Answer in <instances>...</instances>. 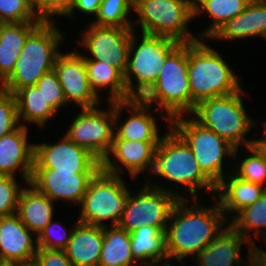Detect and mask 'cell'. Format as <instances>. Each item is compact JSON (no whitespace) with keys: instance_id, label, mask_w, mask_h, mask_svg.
Listing matches in <instances>:
<instances>
[{"instance_id":"1","label":"cell","mask_w":266,"mask_h":266,"mask_svg":"<svg viewBox=\"0 0 266 266\" xmlns=\"http://www.w3.org/2000/svg\"><path fill=\"white\" fill-rule=\"evenodd\" d=\"M179 199L167 225L166 248L169 260L193 259L229 225L217 201L208 207L200 199ZM189 203V204H188ZM196 203V204H195Z\"/></svg>"},{"instance_id":"2","label":"cell","mask_w":266,"mask_h":266,"mask_svg":"<svg viewBox=\"0 0 266 266\" xmlns=\"http://www.w3.org/2000/svg\"><path fill=\"white\" fill-rule=\"evenodd\" d=\"M168 129L153 154L149 175L184 186L187 199H200V190H208L215 197L217 185L202 171L186 142L171 127Z\"/></svg>"},{"instance_id":"3","label":"cell","mask_w":266,"mask_h":266,"mask_svg":"<svg viewBox=\"0 0 266 266\" xmlns=\"http://www.w3.org/2000/svg\"><path fill=\"white\" fill-rule=\"evenodd\" d=\"M208 40L188 43V81L191 92V114L205 99L224 96L242 89L238 75L223 56L210 47Z\"/></svg>"},{"instance_id":"4","label":"cell","mask_w":266,"mask_h":266,"mask_svg":"<svg viewBox=\"0 0 266 266\" xmlns=\"http://www.w3.org/2000/svg\"><path fill=\"white\" fill-rule=\"evenodd\" d=\"M54 20H43L27 37L12 73L0 85L12 94L32 86L53 70L64 40ZM55 24V25H54Z\"/></svg>"},{"instance_id":"5","label":"cell","mask_w":266,"mask_h":266,"mask_svg":"<svg viewBox=\"0 0 266 266\" xmlns=\"http://www.w3.org/2000/svg\"><path fill=\"white\" fill-rule=\"evenodd\" d=\"M140 99L147 105H156L155 108L166 112L170 120L181 115H191L188 43H180L166 57L157 81Z\"/></svg>"},{"instance_id":"6","label":"cell","mask_w":266,"mask_h":266,"mask_svg":"<svg viewBox=\"0 0 266 266\" xmlns=\"http://www.w3.org/2000/svg\"><path fill=\"white\" fill-rule=\"evenodd\" d=\"M245 92L242 88L235 93L202 100L191 115L234 147L253 146L254 139L246 137L257 121L247 114L242 97L247 94Z\"/></svg>"},{"instance_id":"7","label":"cell","mask_w":266,"mask_h":266,"mask_svg":"<svg viewBox=\"0 0 266 266\" xmlns=\"http://www.w3.org/2000/svg\"><path fill=\"white\" fill-rule=\"evenodd\" d=\"M190 116L192 118H189ZM170 127L190 147L202 171L216 185L226 175L233 172L231 170L225 172L229 168H224L226 166L225 161L228 159L231 161L233 158L234 162H237L240 147H234L214 131L200 124L192 115H181L171 119ZM226 158L228 159L226 160Z\"/></svg>"},{"instance_id":"8","label":"cell","mask_w":266,"mask_h":266,"mask_svg":"<svg viewBox=\"0 0 266 266\" xmlns=\"http://www.w3.org/2000/svg\"><path fill=\"white\" fill-rule=\"evenodd\" d=\"M136 33L132 30L128 64L124 73L128 100L141 98L151 88L157 81L166 57L180 44L166 37L144 33H141L139 39Z\"/></svg>"},{"instance_id":"9","label":"cell","mask_w":266,"mask_h":266,"mask_svg":"<svg viewBox=\"0 0 266 266\" xmlns=\"http://www.w3.org/2000/svg\"><path fill=\"white\" fill-rule=\"evenodd\" d=\"M134 12L138 15L136 22L133 21L134 31L139 24L144 34L166 37L179 43L199 40L189 30L190 22L194 21V0H139Z\"/></svg>"},{"instance_id":"10","label":"cell","mask_w":266,"mask_h":266,"mask_svg":"<svg viewBox=\"0 0 266 266\" xmlns=\"http://www.w3.org/2000/svg\"><path fill=\"white\" fill-rule=\"evenodd\" d=\"M142 187L130 192L118 226L129 233L145 225L166 231L173 207L179 199H186V192L177 193L175 188L158 186L149 179Z\"/></svg>"},{"instance_id":"11","label":"cell","mask_w":266,"mask_h":266,"mask_svg":"<svg viewBox=\"0 0 266 266\" xmlns=\"http://www.w3.org/2000/svg\"><path fill=\"white\" fill-rule=\"evenodd\" d=\"M121 176L100 169L89 183L80 204L78 221L86 225L117 226L131 190Z\"/></svg>"},{"instance_id":"12","label":"cell","mask_w":266,"mask_h":266,"mask_svg":"<svg viewBox=\"0 0 266 266\" xmlns=\"http://www.w3.org/2000/svg\"><path fill=\"white\" fill-rule=\"evenodd\" d=\"M109 108H82L73 118L65 135L76 145L88 150L100 162L108 155L114 139L115 102ZM99 107V108H98Z\"/></svg>"},{"instance_id":"13","label":"cell","mask_w":266,"mask_h":266,"mask_svg":"<svg viewBox=\"0 0 266 266\" xmlns=\"http://www.w3.org/2000/svg\"><path fill=\"white\" fill-rule=\"evenodd\" d=\"M132 30L117 26H98L91 22L86 24L78 41L90 53L88 55H91H84V60L111 64L124 74L128 64Z\"/></svg>"},{"instance_id":"14","label":"cell","mask_w":266,"mask_h":266,"mask_svg":"<svg viewBox=\"0 0 266 266\" xmlns=\"http://www.w3.org/2000/svg\"><path fill=\"white\" fill-rule=\"evenodd\" d=\"M33 169H57L73 173H97L101 162L65 134L56 143H34Z\"/></svg>"},{"instance_id":"15","label":"cell","mask_w":266,"mask_h":266,"mask_svg":"<svg viewBox=\"0 0 266 266\" xmlns=\"http://www.w3.org/2000/svg\"><path fill=\"white\" fill-rule=\"evenodd\" d=\"M154 108V110H153ZM126 109L129 111V117L122 123L121 115ZM158 116L152 115V113ZM158 113V114H157ZM165 120L170 127V119L165 113L159 111L153 106L145 104L140 98H133L127 101L115 102L114 115V139H127L131 141L142 142H160L164 136L160 135L159 125L156 119Z\"/></svg>"},{"instance_id":"16","label":"cell","mask_w":266,"mask_h":266,"mask_svg":"<svg viewBox=\"0 0 266 266\" xmlns=\"http://www.w3.org/2000/svg\"><path fill=\"white\" fill-rule=\"evenodd\" d=\"M62 86L67 104L75 103L79 109L94 108L101 104V99L90 86L85 66L84 53L61 52L53 68Z\"/></svg>"},{"instance_id":"17","label":"cell","mask_w":266,"mask_h":266,"mask_svg":"<svg viewBox=\"0 0 266 266\" xmlns=\"http://www.w3.org/2000/svg\"><path fill=\"white\" fill-rule=\"evenodd\" d=\"M95 175L96 173H73L57 169H33L29 184L54 202L62 200L80 205Z\"/></svg>"},{"instance_id":"18","label":"cell","mask_w":266,"mask_h":266,"mask_svg":"<svg viewBox=\"0 0 266 266\" xmlns=\"http://www.w3.org/2000/svg\"><path fill=\"white\" fill-rule=\"evenodd\" d=\"M158 145L159 142L113 139L108 155L101 162V169L118 176L127 170L134 181L141 172L150 171Z\"/></svg>"},{"instance_id":"19","label":"cell","mask_w":266,"mask_h":266,"mask_svg":"<svg viewBox=\"0 0 266 266\" xmlns=\"http://www.w3.org/2000/svg\"><path fill=\"white\" fill-rule=\"evenodd\" d=\"M14 214L0 218V264L24 265L34 262L37 238ZM35 238V239H33Z\"/></svg>"},{"instance_id":"20","label":"cell","mask_w":266,"mask_h":266,"mask_svg":"<svg viewBox=\"0 0 266 266\" xmlns=\"http://www.w3.org/2000/svg\"><path fill=\"white\" fill-rule=\"evenodd\" d=\"M29 128L20 125L12 133L0 138V175L20 176L30 183L34 166V143L28 141Z\"/></svg>"},{"instance_id":"21","label":"cell","mask_w":266,"mask_h":266,"mask_svg":"<svg viewBox=\"0 0 266 266\" xmlns=\"http://www.w3.org/2000/svg\"><path fill=\"white\" fill-rule=\"evenodd\" d=\"M247 243V244H245ZM252 245L230 225L193 259L197 266H245L242 245ZM249 245V246H248ZM243 264V265H242Z\"/></svg>"},{"instance_id":"22","label":"cell","mask_w":266,"mask_h":266,"mask_svg":"<svg viewBox=\"0 0 266 266\" xmlns=\"http://www.w3.org/2000/svg\"><path fill=\"white\" fill-rule=\"evenodd\" d=\"M249 37L266 38V0H251L243 12L228 20L209 39L232 41Z\"/></svg>"},{"instance_id":"23","label":"cell","mask_w":266,"mask_h":266,"mask_svg":"<svg viewBox=\"0 0 266 266\" xmlns=\"http://www.w3.org/2000/svg\"><path fill=\"white\" fill-rule=\"evenodd\" d=\"M226 176L217 184L216 194L218 193V197L215 195L211 199L219 202L225 218L229 221V215L232 218L242 208L254 204L260 199L266 191V187L242 180L233 172Z\"/></svg>"},{"instance_id":"24","label":"cell","mask_w":266,"mask_h":266,"mask_svg":"<svg viewBox=\"0 0 266 266\" xmlns=\"http://www.w3.org/2000/svg\"><path fill=\"white\" fill-rule=\"evenodd\" d=\"M26 185L19 195L16 215L37 238L54 218L55 202L29 183Z\"/></svg>"},{"instance_id":"25","label":"cell","mask_w":266,"mask_h":266,"mask_svg":"<svg viewBox=\"0 0 266 266\" xmlns=\"http://www.w3.org/2000/svg\"><path fill=\"white\" fill-rule=\"evenodd\" d=\"M103 242L102 226L79 222L64 251L73 266H98Z\"/></svg>"},{"instance_id":"26","label":"cell","mask_w":266,"mask_h":266,"mask_svg":"<svg viewBox=\"0 0 266 266\" xmlns=\"http://www.w3.org/2000/svg\"><path fill=\"white\" fill-rule=\"evenodd\" d=\"M40 23H0V85L12 73L27 37Z\"/></svg>"},{"instance_id":"27","label":"cell","mask_w":266,"mask_h":266,"mask_svg":"<svg viewBox=\"0 0 266 266\" xmlns=\"http://www.w3.org/2000/svg\"><path fill=\"white\" fill-rule=\"evenodd\" d=\"M87 77L93 91L98 97L103 89L108 90V102H118L128 100V91L124 81V74L105 62L95 60H85Z\"/></svg>"},{"instance_id":"28","label":"cell","mask_w":266,"mask_h":266,"mask_svg":"<svg viewBox=\"0 0 266 266\" xmlns=\"http://www.w3.org/2000/svg\"><path fill=\"white\" fill-rule=\"evenodd\" d=\"M131 253L136 262L157 264L167 261L165 231L148 225L130 233Z\"/></svg>"},{"instance_id":"29","label":"cell","mask_w":266,"mask_h":266,"mask_svg":"<svg viewBox=\"0 0 266 266\" xmlns=\"http://www.w3.org/2000/svg\"><path fill=\"white\" fill-rule=\"evenodd\" d=\"M14 95L20 125L28 126V123H34L37 127L44 128L49 119L57 113L36 85L23 87Z\"/></svg>"},{"instance_id":"30","label":"cell","mask_w":266,"mask_h":266,"mask_svg":"<svg viewBox=\"0 0 266 266\" xmlns=\"http://www.w3.org/2000/svg\"><path fill=\"white\" fill-rule=\"evenodd\" d=\"M251 0H194V18L202 14L211 17L212 21L206 29L199 31V39L208 40L228 20L245 10Z\"/></svg>"},{"instance_id":"31","label":"cell","mask_w":266,"mask_h":266,"mask_svg":"<svg viewBox=\"0 0 266 266\" xmlns=\"http://www.w3.org/2000/svg\"><path fill=\"white\" fill-rule=\"evenodd\" d=\"M104 242L98 266H129L136 261L131 253V236L117 226L103 227Z\"/></svg>"},{"instance_id":"32","label":"cell","mask_w":266,"mask_h":266,"mask_svg":"<svg viewBox=\"0 0 266 266\" xmlns=\"http://www.w3.org/2000/svg\"><path fill=\"white\" fill-rule=\"evenodd\" d=\"M229 225L237 231L252 246H256L254 238H262L266 241V191L254 204L248 205L238 211ZM265 228V230H264ZM251 232L252 235H251ZM258 236V237H257ZM260 236V237H259ZM253 237V238H252Z\"/></svg>"},{"instance_id":"33","label":"cell","mask_w":266,"mask_h":266,"mask_svg":"<svg viewBox=\"0 0 266 266\" xmlns=\"http://www.w3.org/2000/svg\"><path fill=\"white\" fill-rule=\"evenodd\" d=\"M131 11H133L122 0H102L98 14L91 23L98 26H117L121 28H132Z\"/></svg>"},{"instance_id":"34","label":"cell","mask_w":266,"mask_h":266,"mask_svg":"<svg viewBox=\"0 0 266 266\" xmlns=\"http://www.w3.org/2000/svg\"><path fill=\"white\" fill-rule=\"evenodd\" d=\"M238 164L232 169L233 173L242 180L257 183L266 187V163L261 153L254 147H246Z\"/></svg>"},{"instance_id":"35","label":"cell","mask_w":266,"mask_h":266,"mask_svg":"<svg viewBox=\"0 0 266 266\" xmlns=\"http://www.w3.org/2000/svg\"><path fill=\"white\" fill-rule=\"evenodd\" d=\"M31 0H0V23L42 22Z\"/></svg>"},{"instance_id":"36","label":"cell","mask_w":266,"mask_h":266,"mask_svg":"<svg viewBox=\"0 0 266 266\" xmlns=\"http://www.w3.org/2000/svg\"><path fill=\"white\" fill-rule=\"evenodd\" d=\"M74 223L75 224L72 225L73 228L69 227L70 231H68L67 228L62 225V223L57 221L54 222L52 219L37 237L38 248L64 251L69 244L74 227L79 223V221L77 220Z\"/></svg>"},{"instance_id":"37","label":"cell","mask_w":266,"mask_h":266,"mask_svg":"<svg viewBox=\"0 0 266 266\" xmlns=\"http://www.w3.org/2000/svg\"><path fill=\"white\" fill-rule=\"evenodd\" d=\"M24 188L16 177L0 175V218L16 214L19 195Z\"/></svg>"},{"instance_id":"38","label":"cell","mask_w":266,"mask_h":266,"mask_svg":"<svg viewBox=\"0 0 266 266\" xmlns=\"http://www.w3.org/2000/svg\"><path fill=\"white\" fill-rule=\"evenodd\" d=\"M19 126L15 95L0 87V138Z\"/></svg>"},{"instance_id":"39","label":"cell","mask_w":266,"mask_h":266,"mask_svg":"<svg viewBox=\"0 0 266 266\" xmlns=\"http://www.w3.org/2000/svg\"><path fill=\"white\" fill-rule=\"evenodd\" d=\"M35 85L56 112L68 105L63 94L62 86L54 70L44 74Z\"/></svg>"},{"instance_id":"40","label":"cell","mask_w":266,"mask_h":266,"mask_svg":"<svg viewBox=\"0 0 266 266\" xmlns=\"http://www.w3.org/2000/svg\"><path fill=\"white\" fill-rule=\"evenodd\" d=\"M72 0H31L34 10L44 20H54L63 16Z\"/></svg>"},{"instance_id":"41","label":"cell","mask_w":266,"mask_h":266,"mask_svg":"<svg viewBox=\"0 0 266 266\" xmlns=\"http://www.w3.org/2000/svg\"><path fill=\"white\" fill-rule=\"evenodd\" d=\"M36 266H73L65 251L38 248L33 262Z\"/></svg>"},{"instance_id":"42","label":"cell","mask_w":266,"mask_h":266,"mask_svg":"<svg viewBox=\"0 0 266 266\" xmlns=\"http://www.w3.org/2000/svg\"><path fill=\"white\" fill-rule=\"evenodd\" d=\"M102 0H72L68 10L64 13L62 17L65 18H74L76 12L83 13V15H92L97 16L99 7ZM76 11V12H75Z\"/></svg>"},{"instance_id":"43","label":"cell","mask_w":266,"mask_h":266,"mask_svg":"<svg viewBox=\"0 0 266 266\" xmlns=\"http://www.w3.org/2000/svg\"><path fill=\"white\" fill-rule=\"evenodd\" d=\"M247 252L248 262L245 263V266H266V251L264 249L256 245L248 248Z\"/></svg>"},{"instance_id":"44","label":"cell","mask_w":266,"mask_h":266,"mask_svg":"<svg viewBox=\"0 0 266 266\" xmlns=\"http://www.w3.org/2000/svg\"><path fill=\"white\" fill-rule=\"evenodd\" d=\"M262 124L264 126V127H262V130H264V132H263L264 137L263 138L261 137L259 139H257V138L254 139L253 145H266V121H263Z\"/></svg>"},{"instance_id":"45","label":"cell","mask_w":266,"mask_h":266,"mask_svg":"<svg viewBox=\"0 0 266 266\" xmlns=\"http://www.w3.org/2000/svg\"><path fill=\"white\" fill-rule=\"evenodd\" d=\"M122 1H124L133 11H135L139 3V0H122Z\"/></svg>"},{"instance_id":"46","label":"cell","mask_w":266,"mask_h":266,"mask_svg":"<svg viewBox=\"0 0 266 266\" xmlns=\"http://www.w3.org/2000/svg\"><path fill=\"white\" fill-rule=\"evenodd\" d=\"M263 156L266 163V145H253Z\"/></svg>"},{"instance_id":"47","label":"cell","mask_w":266,"mask_h":266,"mask_svg":"<svg viewBox=\"0 0 266 266\" xmlns=\"http://www.w3.org/2000/svg\"><path fill=\"white\" fill-rule=\"evenodd\" d=\"M171 262H172L171 260L163 261V262H160V264L157 263L156 266H173L174 264L171 263ZM161 263H162V264H161ZM170 263H171V264H170ZM180 264H182V265H180V266H185L186 262H185V261H181ZM178 265H179V264H177V266H178ZM174 266H176V265H174Z\"/></svg>"},{"instance_id":"48","label":"cell","mask_w":266,"mask_h":266,"mask_svg":"<svg viewBox=\"0 0 266 266\" xmlns=\"http://www.w3.org/2000/svg\"><path fill=\"white\" fill-rule=\"evenodd\" d=\"M129 266H156V264L145 263V262H136V263L129 265Z\"/></svg>"},{"instance_id":"49","label":"cell","mask_w":266,"mask_h":266,"mask_svg":"<svg viewBox=\"0 0 266 266\" xmlns=\"http://www.w3.org/2000/svg\"><path fill=\"white\" fill-rule=\"evenodd\" d=\"M0 266H20V265L0 264Z\"/></svg>"},{"instance_id":"50","label":"cell","mask_w":266,"mask_h":266,"mask_svg":"<svg viewBox=\"0 0 266 266\" xmlns=\"http://www.w3.org/2000/svg\"><path fill=\"white\" fill-rule=\"evenodd\" d=\"M20 266H36L34 263L31 264H24V265H20Z\"/></svg>"}]
</instances>
